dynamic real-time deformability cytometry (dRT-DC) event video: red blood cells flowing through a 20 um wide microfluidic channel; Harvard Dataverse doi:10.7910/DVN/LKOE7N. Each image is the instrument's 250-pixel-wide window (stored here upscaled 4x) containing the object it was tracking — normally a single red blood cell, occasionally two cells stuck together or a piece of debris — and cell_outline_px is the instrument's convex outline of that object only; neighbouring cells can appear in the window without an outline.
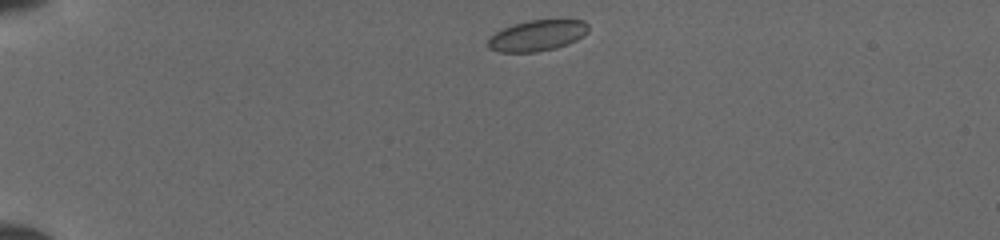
{"species": "common noctule bat (a hibernating species)", "species_latin": "Nyctalus noctula", "temperature_condition": "cold", "stored_images_in_passage": 33, "camera_frame_rate_fps": 3000, "um_per_image_px": 0.085, "animal": {"sex": "female", "body_mass_g": 19.5, "forearm_length_mm": 54.1}, "frame": {"image": 1, "passage_image": 1, "time_ms": 0.0, "image_size_px": [1000, 240], "cell_outline_px": [[588, 32], [584, 36], [568, 44], [556, 48], [536, 52], [500, 52], [488, 48], [488, 40], [496, 32], [512, 24], [528, 20], [584, 20], [588, 24]], "centroid_in_image_um": [45.68, 3.02], "position_along_channel_um": 39.3, "area_um2": 18.09}}
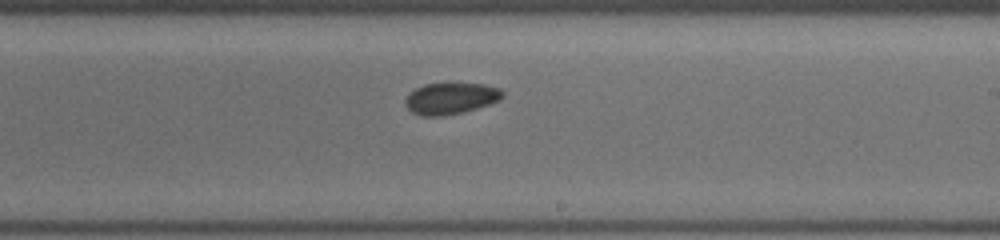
{"frame": {"image": 2, "passage_image": 12, "time_ms": 6.667, "image_size_px": [1000, 240], "cell_outline_px": [[504, 96], [500, 100], [464, 112], [444, 116], [420, 116], [412, 112], [404, 104], [404, 100], [416, 88], [424, 84], [484, 84], [500, 88], [504, 92]], "centroid_in_image_um": [38.32, 8.38], "position_along_channel_um": 250.7, "area_um2": 17.74}}
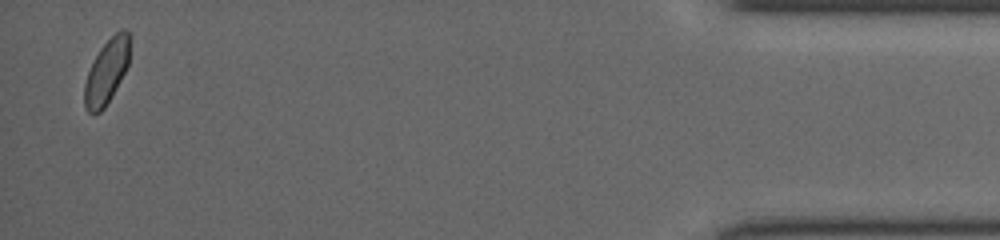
{"frame": {"image": 3, "passage_image": 31, "time_ms": 12.667, "image_size_px": [1000, 240], "cell_outline_px": [[132, 36], [128, 64], [116, 88], [104, 108], [100, 112], [88, 112], [84, 104], [84, 84], [88, 72], [100, 48], [120, 28], [124, 28]], "centroid_in_image_um": [9.1, 6.03], "position_along_channel_um": 426.1, "area_um2": 16.94}}